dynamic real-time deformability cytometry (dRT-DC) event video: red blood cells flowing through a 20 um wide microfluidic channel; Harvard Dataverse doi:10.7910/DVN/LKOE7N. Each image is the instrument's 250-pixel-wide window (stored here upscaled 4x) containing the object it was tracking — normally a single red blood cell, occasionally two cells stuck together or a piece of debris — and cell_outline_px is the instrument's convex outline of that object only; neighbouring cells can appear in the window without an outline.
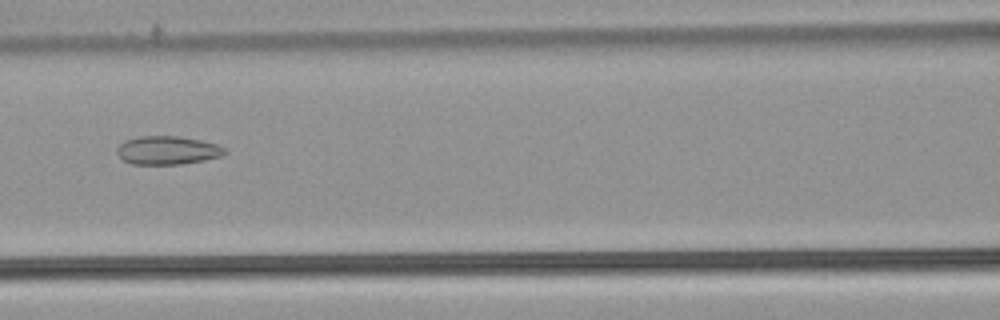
{"species": "common noctule bat (a hibernating species)", "species_latin": "Nyctalus noctula", "temperature_condition": "warm", "stored_images_in_passage": 16, "camera_frame_rate_fps": 3000, "um_per_image_px": 0.085, "animal": {"sex": "male", "body_mass_g": 21.5, "forearm_length_mm": 52.0}, "frame": {"image": 1, "passage_image": 7, "time_ms": 2.0, "image_size_px": [1000, 320], "cell_outline_px": [[228, 152], [220, 156], [204, 160], [180, 164], [132, 164], [124, 160], [116, 152], [116, 148], [124, 140], [140, 136], [180, 136], [200, 140], [216, 144], [224, 148]], "centroid_in_image_um": [14.22, 12.77], "position_along_channel_um": 152.4, "area_um2": 17.8}}
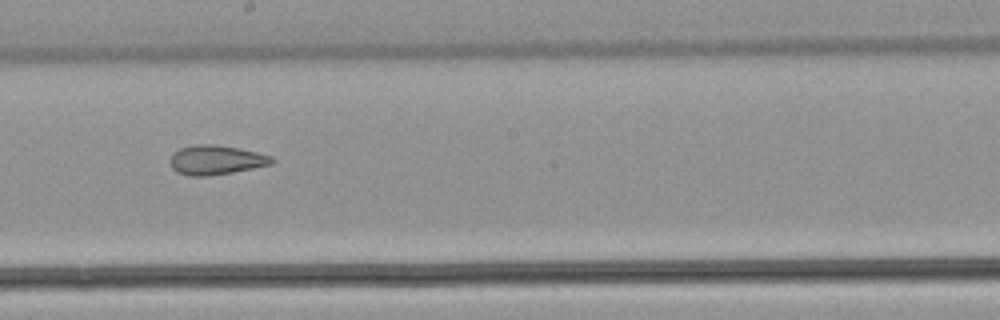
{"frame": {"image": 2, "passage_image": 13, "time_ms": 4.0, "image_size_px": [1000, 320], "cell_outline_px": [[276, 160], [272, 164], [232, 172], [208, 176], [188, 176], [176, 172], [172, 168], [168, 160], [172, 152], [180, 148], [192, 144], [212, 144], [240, 148], [272, 156]], "centroid_in_image_um": [18.31, 13.59], "position_along_channel_um": 229.9, "area_um2": 17.69}}
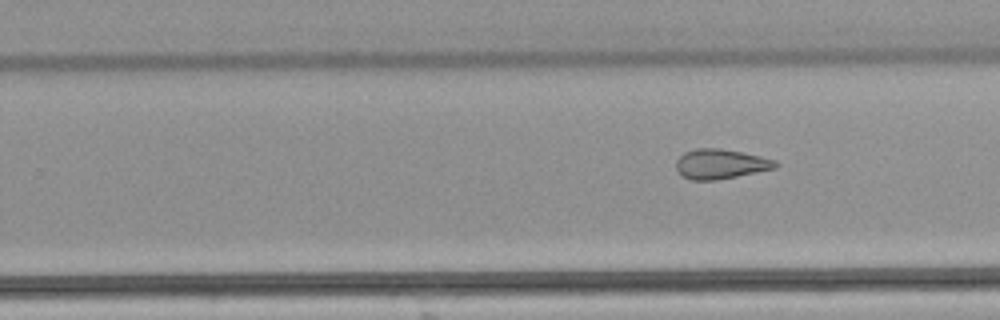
{"frame": {"image": 3, "passage_image": 16, "time_ms": 5.0, "image_size_px": [1000, 320], "cell_outline_px": [[780, 164], [776, 168], [716, 180], [692, 180], [684, 176], [676, 168], [676, 160], [684, 152], [696, 148], [720, 148], [760, 156], [776, 160]], "centroid_in_image_um": [61.26, 13.93], "position_along_channel_um": 268.5, "area_um2": 17.11}}